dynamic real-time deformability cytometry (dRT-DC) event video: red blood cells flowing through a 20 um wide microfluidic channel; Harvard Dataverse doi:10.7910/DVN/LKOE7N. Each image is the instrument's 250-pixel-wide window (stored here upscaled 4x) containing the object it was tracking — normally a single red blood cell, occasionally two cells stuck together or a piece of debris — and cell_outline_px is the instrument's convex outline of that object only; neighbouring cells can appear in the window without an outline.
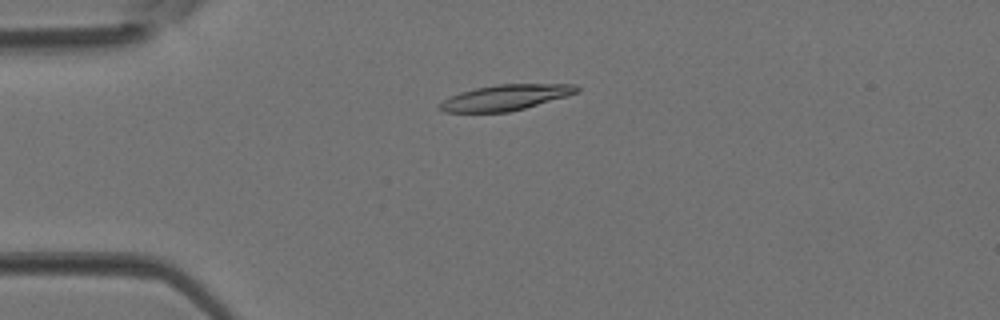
{"species": "Egyptian fruit bat (a non-hibernating species)", "species_latin": "Rousettus aegyptiacus", "temperature_condition": "room temperature", "stored_images_in_passage": 3, "camera_frame_rate_fps": 3000, "um_per_image_px": 0.085, "animal": {"sex": "female"}, "frame": {"image": 1, "passage_image": 2, "time_ms": 0.333, "image_size_px": [1000, 320], "cell_outline_px": [[580, 92], [524, 108], [508, 112], [444, 112], [436, 108], [436, 104], [460, 92], [476, 88], [496, 84], [576, 84], [580, 88]], "centroid_in_image_um": [42.94, 8.28], "position_along_channel_um": 42.1, "area_um2": 20.46}}